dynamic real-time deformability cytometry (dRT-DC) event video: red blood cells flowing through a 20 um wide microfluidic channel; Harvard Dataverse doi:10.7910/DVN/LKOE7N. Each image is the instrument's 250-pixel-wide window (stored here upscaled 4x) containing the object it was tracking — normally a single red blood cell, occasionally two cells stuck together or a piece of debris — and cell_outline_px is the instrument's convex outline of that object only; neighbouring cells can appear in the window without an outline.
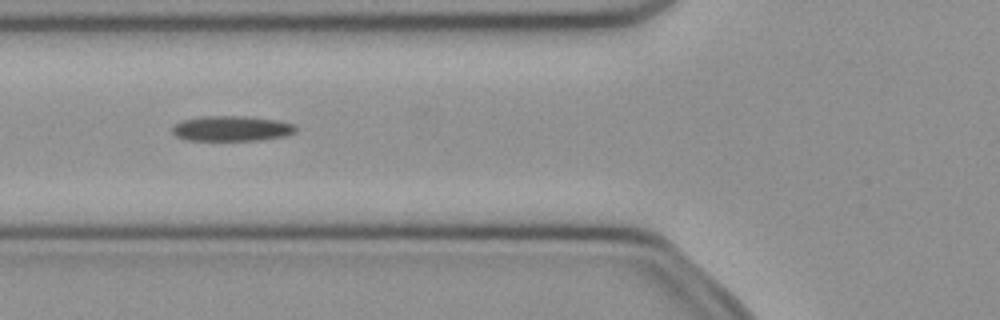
{"species": "common noctule bat (a hibernating species)", "species_latin": "Nyctalus noctula", "temperature_condition": "cold", "stored_images_in_passage": 51, "camera_frame_rate_fps": 3000, "um_per_image_px": 0.085, "animal": {"sex": "female", "body_mass_g": 21.9}, "frame": {"image": 1, "passage_image": 19, "time_ms": 6.0, "image_size_px": [1000, 320], "cell_outline_px": [[296, 132], [284, 136], [260, 140], [184, 140], [176, 136], [172, 132], [172, 128], [176, 124], [184, 120], [200, 116], [248, 116], [276, 120], [296, 124]], "centroid_in_image_um": [19.7, 10.92], "position_along_channel_um": 106.1, "area_um2": 18.21}}
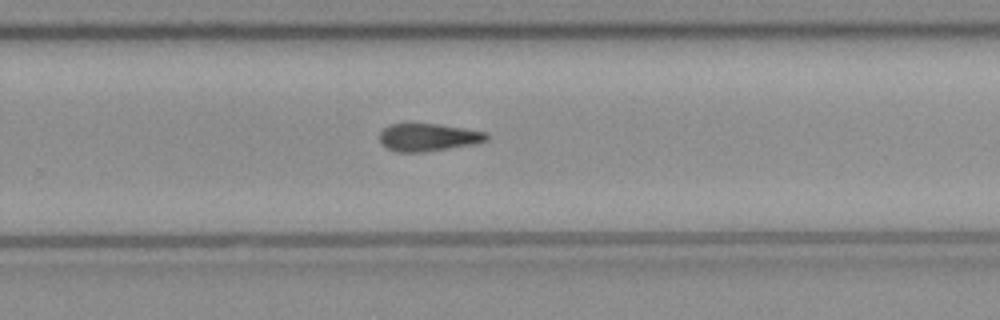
{"frame": {"image": 2, "passage_image": 33, "time_ms": 10.667, "image_size_px": [1000, 320], "cell_outline_px": [[488, 140], [476, 144], [424, 152], [396, 152], [380, 144], [380, 132], [384, 128], [392, 124], [436, 124], [488, 132]], "centroid_in_image_um": [36.41, 11.68], "position_along_channel_um": 293.4, "area_um2": 17.22}}
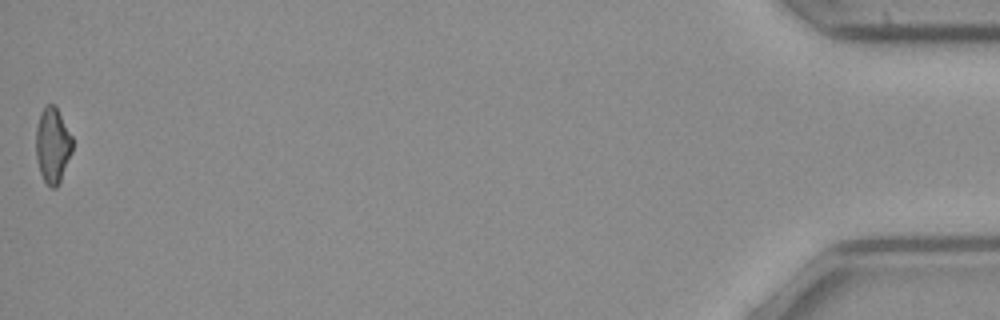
{"frame": {"image": 3, "passage_image": 51, "time_ms": 16.667, "image_size_px": [1000, 320], "cell_outline_px": [[72, 152], [60, 184], [56, 188], [52, 188], [44, 180], [40, 172], [36, 160], [36, 128], [40, 112], [48, 104], [56, 104], [72, 136]], "centroid_in_image_um": [4.48, 12.34], "position_along_channel_um": 430.7, "area_um2": 16.3}}